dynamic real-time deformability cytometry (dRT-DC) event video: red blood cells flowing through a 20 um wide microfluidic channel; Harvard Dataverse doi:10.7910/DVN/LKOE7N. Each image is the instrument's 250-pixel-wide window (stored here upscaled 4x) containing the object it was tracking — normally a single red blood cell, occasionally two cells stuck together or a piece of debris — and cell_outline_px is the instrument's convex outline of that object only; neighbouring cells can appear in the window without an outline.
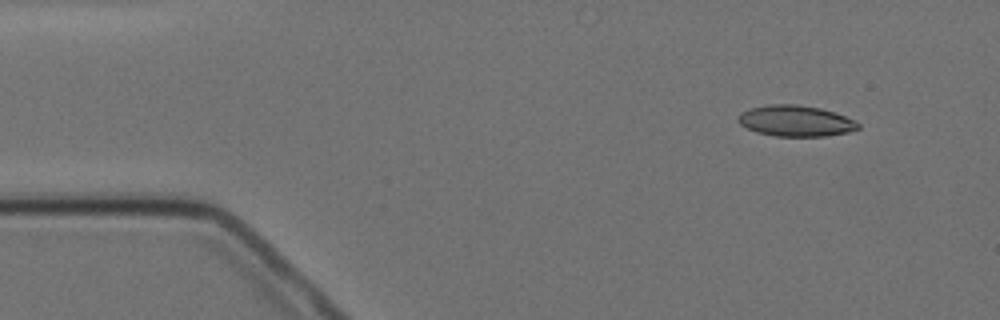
{"species": "Egyptian fruit bat (a non-hibernating species)", "species_latin": "Rousettus aegyptiacus", "temperature_condition": "cold", "stored_images_in_passage": 5, "camera_frame_rate_fps": 3000, "um_per_image_px": 0.085, "animal": {"sex": "female"}, "frame": {"image": 1, "passage_image": 1, "time_ms": 0.0, "image_size_px": [1000, 320], "cell_outline_px": [[860, 128], [848, 132], [824, 136], [776, 136], [756, 132], [740, 124], [736, 116], [740, 112], [752, 108], [768, 104], [796, 104], [820, 108], [844, 116], [860, 124]], "centroid_in_image_um": [67.59, 10.27], "position_along_channel_um": 17.4, "area_um2": 21.5}}
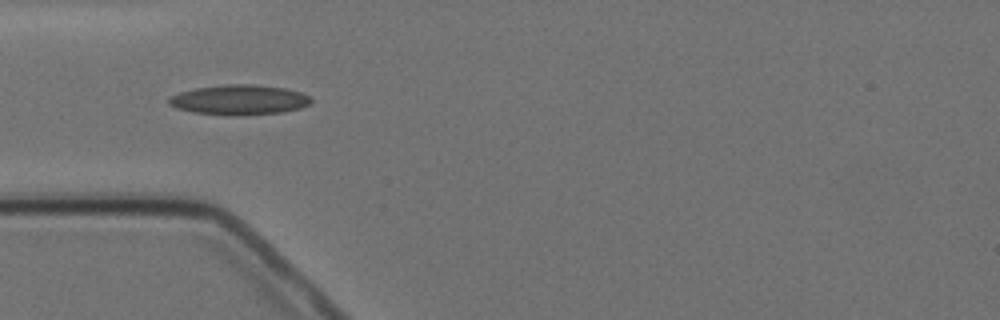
{"frame": {"image": 2, "passage_image": 4, "time_ms": 3.667, "image_size_px": [1000, 320], "cell_outline_px": [[312, 100], [308, 104], [300, 108], [280, 112], [240, 116], [236, 116], [192, 112], [176, 108], [168, 104], [168, 100], [172, 96], [180, 92], [196, 88], [224, 84], [252, 84], [284, 88], [300, 92], [308, 96]], "centroid_in_image_um": [20.31, 8.49], "position_along_channel_um": 64.7, "area_um2": 24.74}}
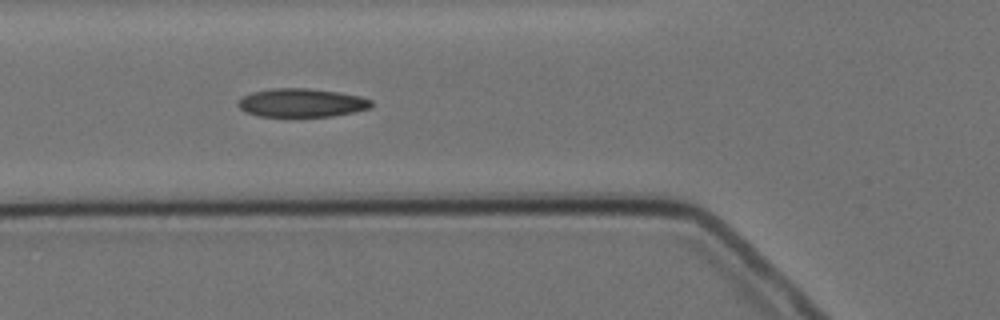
{"frame": {"image": 3, "passage_image": 5, "time_ms": 4.667, "image_size_px": [1000, 320], "cell_outline_px": [[372, 108], [356, 112], [332, 116], [260, 116], [244, 112], [236, 104], [244, 96], [252, 92], [272, 88], [308, 88], [336, 92], [360, 96], [372, 100]], "centroid_in_image_um": [25.66, 8.74], "position_along_channel_um": 100.1, "area_um2": 22.14}}